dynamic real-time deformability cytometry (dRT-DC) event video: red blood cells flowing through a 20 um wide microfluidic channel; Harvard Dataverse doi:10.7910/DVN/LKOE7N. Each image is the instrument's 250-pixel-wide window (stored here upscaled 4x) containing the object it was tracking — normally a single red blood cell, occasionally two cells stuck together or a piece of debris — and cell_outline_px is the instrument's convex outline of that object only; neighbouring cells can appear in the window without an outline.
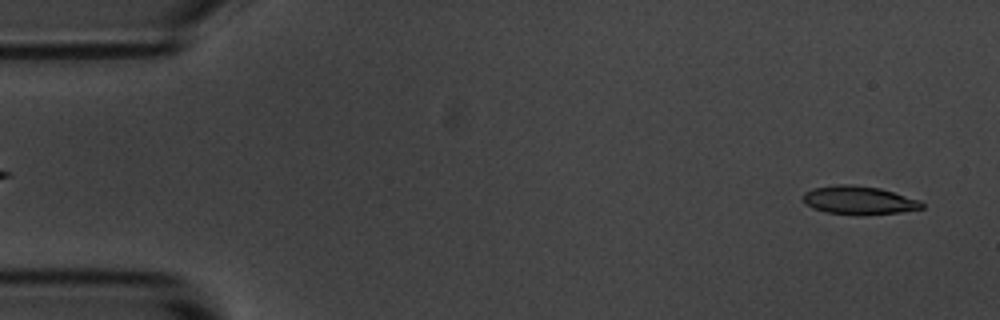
{"species": "common noctule bat (a hibernating species)", "species_latin": "Nyctalus noctula", "temperature_condition": "room temperature", "stored_images_in_passage": 4, "segment_of_instrument_passage": [2, 2], "camera_frame_rate_fps": 3000, "um_per_image_px": 0.085, "animal": {"sex": "male", "body_mass_g": 20.1, "forearm_length_mm": 53.5}, "frame": {"image": 1, "passage_image": 4, "time_ms": 4.333, "image_size_px": [1000, 320], "cell_outline_px": [[924, 208], [900, 212], [860, 216], [856, 216], [828, 212], [812, 208], [800, 196], [804, 192], [812, 188], [836, 184], [852, 184], [880, 188], [920, 200], [924, 204]], "centroid_in_image_um": [73.0, 17.02], "position_along_channel_um": 12.0, "area_um2": 19.94}}